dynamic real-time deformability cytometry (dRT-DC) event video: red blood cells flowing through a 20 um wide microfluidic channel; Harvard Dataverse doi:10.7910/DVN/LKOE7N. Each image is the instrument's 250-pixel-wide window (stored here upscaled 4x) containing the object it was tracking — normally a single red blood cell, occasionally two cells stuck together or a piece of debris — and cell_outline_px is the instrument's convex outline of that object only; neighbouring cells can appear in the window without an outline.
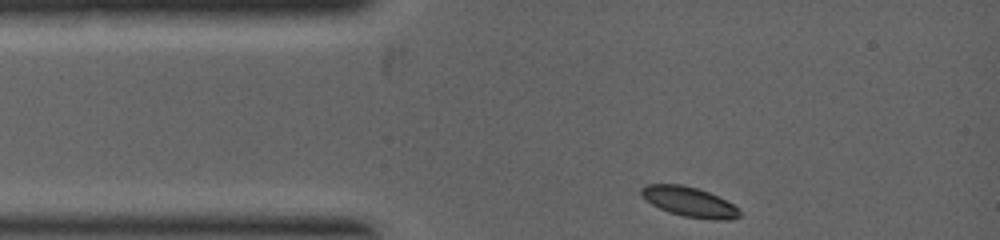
{"species": "common noctule bat (a hibernating species)", "species_latin": "Nyctalus noctula", "temperature_condition": "warm", "stored_images_in_passage": 9, "camera_frame_rate_fps": 5000, "um_per_image_px": 0.085, "animal": {"sex": "female", "body_mass_g": 19.0, "forearm_length_mm": 53.3}, "frame": {"image": 1, "passage_image": 1, "time_ms": 0.0, "image_size_px": [1000, 240], "cell_outline_px": [[740, 216], [732, 220], [712, 220], [684, 216], [668, 212], [652, 204], [640, 196], [640, 188], [644, 184], [680, 184], [696, 188], [708, 192], [732, 204], [740, 212]], "centroid_in_image_um": [58.54, 17.16], "position_along_channel_um": 26.5, "area_um2": 17.05}}
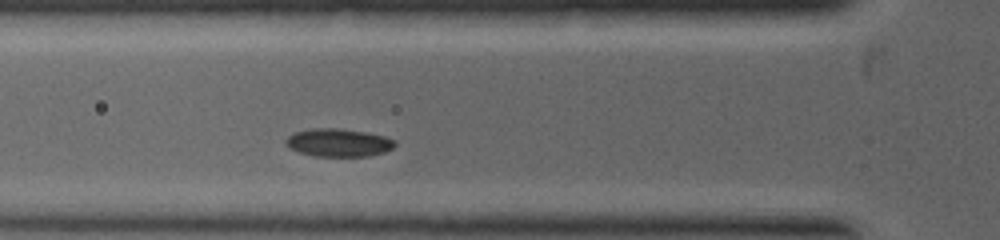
{"frame": {"image": 2, "passage_image": 6, "time_ms": 1.4, "image_size_px": [1000, 240], "cell_outline_px": [[396, 144], [392, 148], [384, 152], [368, 156], [316, 156], [300, 152], [288, 148], [284, 144], [284, 140], [288, 136], [296, 132], [312, 128], [340, 128], [364, 132], [384, 136], [396, 140]], "centroid_in_image_um": [28.75, 12.12], "position_along_channel_um": 97.1, "area_um2": 17.8}}
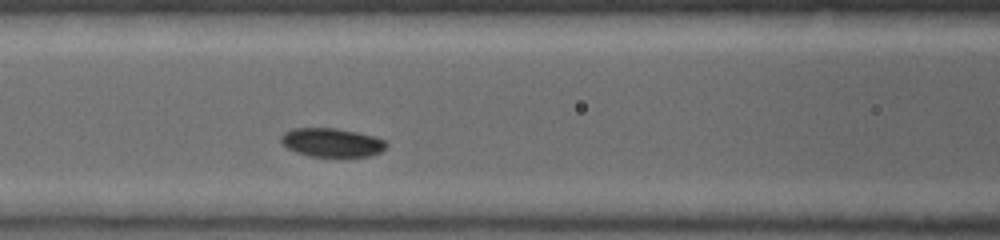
{"frame": {"image": 3, "passage_image": 9, "time_ms": 2.0, "image_size_px": [1000, 240], "cell_outline_px": [[388, 144], [380, 152], [368, 156], [308, 156], [296, 152], [288, 148], [280, 140], [280, 136], [284, 132], [292, 128], [336, 128], [356, 132], [372, 136], [384, 140]], "centroid_in_image_um": [28.17, 12.1], "position_along_channel_um": 138.4, "area_um2": 17.46}}